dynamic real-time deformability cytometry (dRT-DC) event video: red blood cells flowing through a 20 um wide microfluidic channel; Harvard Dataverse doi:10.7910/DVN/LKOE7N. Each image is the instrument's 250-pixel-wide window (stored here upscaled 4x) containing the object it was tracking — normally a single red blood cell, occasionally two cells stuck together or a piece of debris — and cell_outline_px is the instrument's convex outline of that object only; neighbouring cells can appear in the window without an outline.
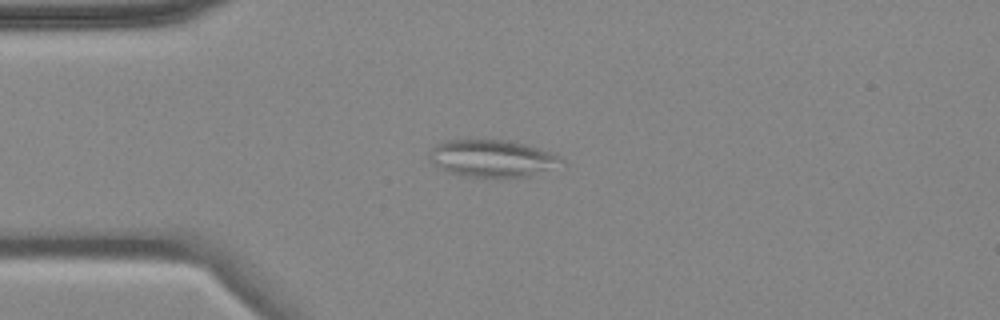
{"species": "common noctule bat (a hibernating species)", "species_latin": "Nyctalus noctula", "temperature_condition": "cold", "stored_images_in_passage": 3, "camera_frame_rate_fps": 3000, "um_per_image_px": 0.085, "animal": {"sex": "female", "body_mass_g": 18.4}, "frame": {"image": 1, "passage_image": 3, "time_ms": 2.333, "image_size_px": [1000, 320], "cell_outline_px": [[564, 160], [548, 168], [528, 176], [468, 176], [448, 172], [432, 164], [428, 160], [428, 152], [436, 144], [448, 140], [508, 140], [524, 144], [548, 152]], "centroid_in_image_um": [41.68, 13.44], "position_along_channel_um": 43.3, "area_um2": 27.69}}